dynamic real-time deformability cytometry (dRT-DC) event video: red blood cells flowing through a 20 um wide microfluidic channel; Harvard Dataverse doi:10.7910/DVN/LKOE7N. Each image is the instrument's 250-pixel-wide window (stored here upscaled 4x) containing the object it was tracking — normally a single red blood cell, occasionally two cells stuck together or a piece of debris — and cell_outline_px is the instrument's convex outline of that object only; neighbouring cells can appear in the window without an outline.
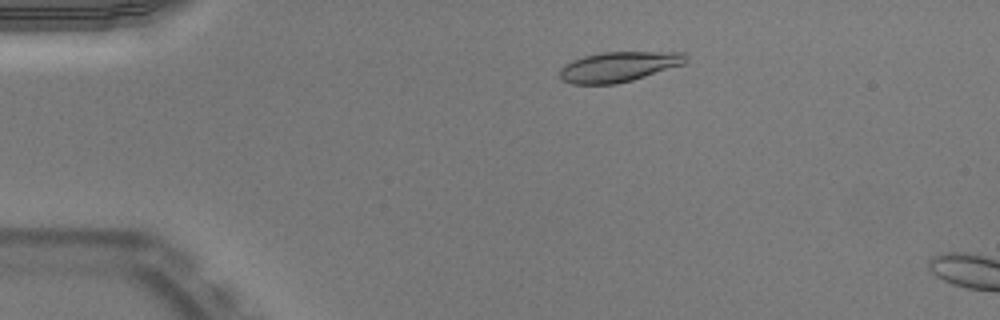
{"species": "Egyptian fruit bat (a non-hibernating species)", "species_latin": "Rousettus aegyptiacus", "temperature_condition": "warm", "stored_images_in_passage": 14, "camera_frame_rate_fps": 3000, "um_per_image_px": 0.085, "animal": {"sex": "male"}, "frame": {"image": 1, "passage_image": 10, "time_ms": 3.0, "image_size_px": [1000, 320], "cell_outline_px": [[688, 60], [684, 64], [632, 80], [616, 84], [572, 84], [564, 80], [560, 76], [560, 68], [564, 64], [572, 60], [584, 56], [604, 52], [684, 52]], "centroid_in_image_um": [52.59, 5.67], "position_along_channel_um": 32.4, "area_um2": 22.02}}